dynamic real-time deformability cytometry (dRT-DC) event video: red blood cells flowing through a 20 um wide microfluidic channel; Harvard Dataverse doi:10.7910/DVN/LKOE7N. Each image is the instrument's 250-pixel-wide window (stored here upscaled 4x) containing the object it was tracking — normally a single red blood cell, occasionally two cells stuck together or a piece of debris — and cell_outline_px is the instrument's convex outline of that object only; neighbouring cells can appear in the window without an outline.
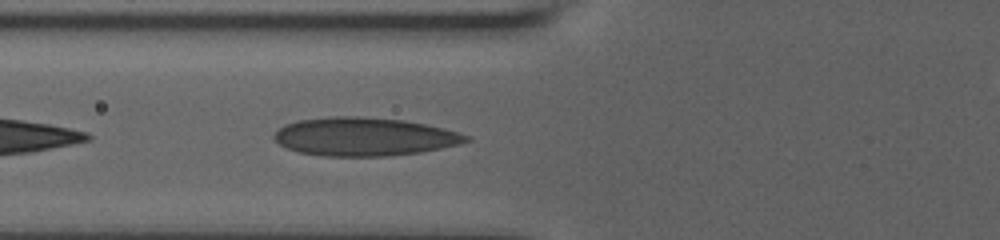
{"species": "human", "species_latin": "Homo sapiens", "temperature_condition": "room temperature", "stored_images_in_passage": 22, "camera_frame_rate_fps": 3000, "um_per_image_px": 0.085, "donor": {"sex": "male"}, "frame": {"image": 1, "passage_image": 7, "time_ms": 1.0, "image_size_px": [1000, 240], "cell_outline_px": [[472, 140], [460, 144], [420, 152], [388, 156], [320, 156], [296, 152], [280, 144], [272, 136], [284, 124], [300, 120], [332, 116], [360, 116], [404, 120], [444, 128], [472, 136]], "centroid_in_image_um": [30.98, 11.62], "position_along_channel_um": 94.8, "area_um2": 43.06}}
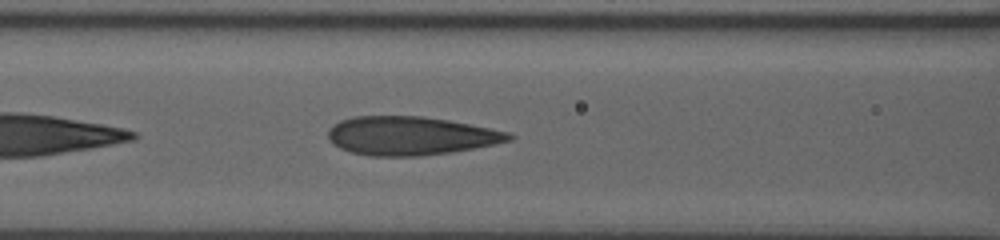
{"frame": {"image": 2, "passage_image": 13, "time_ms": 2.0, "image_size_px": [1000, 240], "cell_outline_px": [[516, 136], [512, 140], [452, 152], [420, 156], [368, 156], [352, 152], [340, 148], [328, 140], [328, 128], [332, 124], [340, 120], [352, 116], [424, 116], [448, 120], [508, 132]], "centroid_in_image_um": [34.84, 11.54], "position_along_channel_um": 131.8, "area_um2": 40.69}}
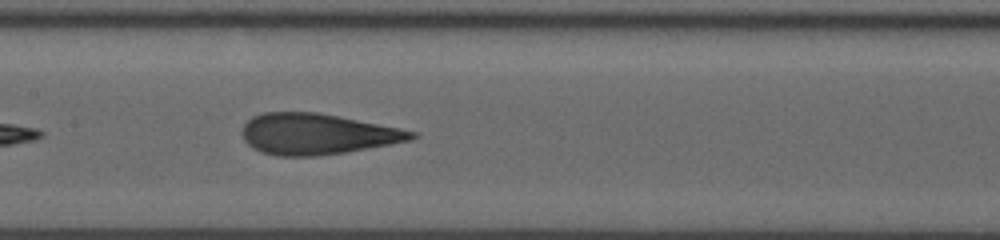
{"frame": {"image": 3, "passage_image": 21, "time_ms": 3.333, "image_size_px": [1000, 240], "cell_outline_px": [[416, 136], [408, 140], [388, 144], [344, 152], [320, 156], [276, 156], [260, 152], [248, 144], [244, 140], [240, 132], [244, 124], [252, 116], [264, 112], [316, 112], [400, 128], [416, 132]], "centroid_in_image_um": [26.86, 11.39], "position_along_channel_um": 180.5, "area_um2": 40.06}}